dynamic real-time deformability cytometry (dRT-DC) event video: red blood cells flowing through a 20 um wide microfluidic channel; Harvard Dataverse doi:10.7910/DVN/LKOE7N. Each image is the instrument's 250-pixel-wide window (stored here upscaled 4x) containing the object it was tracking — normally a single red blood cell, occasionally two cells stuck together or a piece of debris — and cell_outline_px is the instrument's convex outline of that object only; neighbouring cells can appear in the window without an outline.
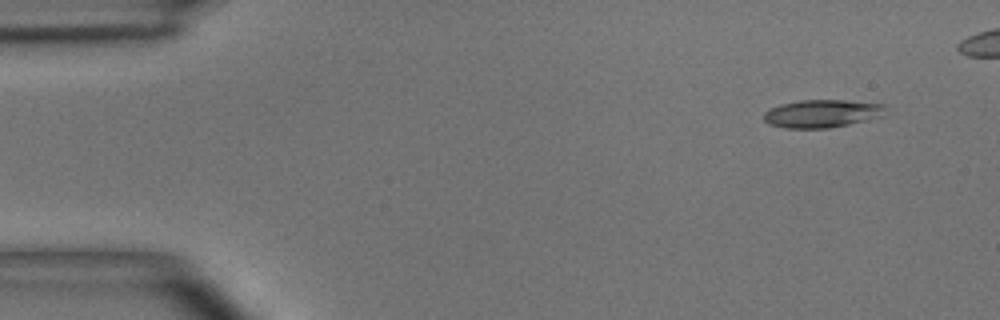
{"species": "common noctule bat (a hibernating species)", "species_latin": "Nyctalus noctula", "temperature_condition": "room temperature", "stored_images_in_passage": 5, "camera_frame_rate_fps": 3000, "um_per_image_px": 0.085, "animal": {"sex": "male", "body_mass_g": 15.6}, "frame": {"image": 1, "passage_image": 1, "time_ms": 0.0, "image_size_px": [1000, 320], "cell_outline_px": [[888, 104], [884, 116], [848, 124], [828, 128], [784, 128], [768, 124], [764, 120], [764, 112], [780, 104], [800, 100], [844, 100]], "centroid_in_image_um": [69.91, 9.65], "position_along_channel_um": 15.1, "area_um2": 19.94}}
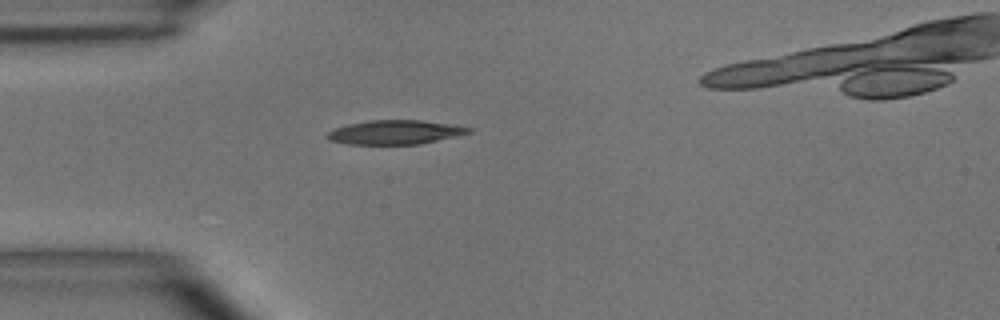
{"frame": {"image": 2, "passage_image": 4, "time_ms": 3.333, "image_size_px": [1000, 320], "cell_outline_px": [[472, 132], [456, 136], [420, 144], [348, 144], [328, 140], [324, 136], [328, 132], [336, 128], [348, 124], [368, 120], [420, 120], [452, 124], [472, 128]], "centroid_in_image_um": [33.57, 11.24], "position_along_channel_um": 51.4, "area_um2": 19.88}}